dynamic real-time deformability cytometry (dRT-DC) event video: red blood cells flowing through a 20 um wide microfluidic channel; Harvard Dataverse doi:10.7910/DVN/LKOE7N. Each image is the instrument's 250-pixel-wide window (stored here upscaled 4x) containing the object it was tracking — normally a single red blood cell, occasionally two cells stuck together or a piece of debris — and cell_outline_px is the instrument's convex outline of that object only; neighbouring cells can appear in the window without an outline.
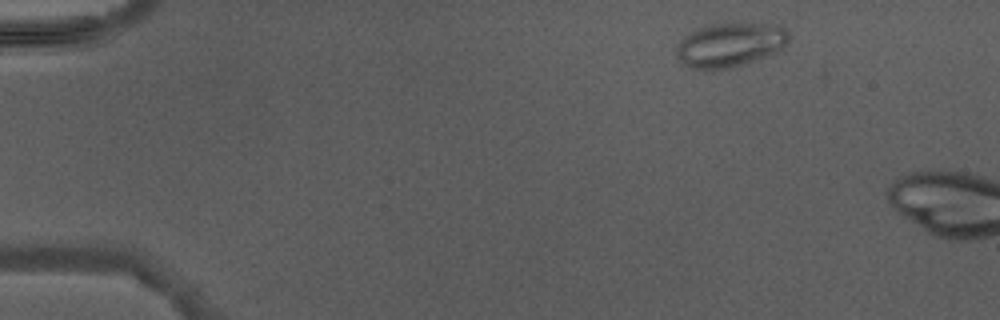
{"species": "Egyptian fruit bat (a non-hibernating species)", "species_latin": "Rousettus aegyptiacus", "temperature_condition": "warm", "stored_images_in_passage": 2, "camera_frame_rate_fps": 3000, "um_per_image_px": 0.085, "animal": {"sex": "male"}, "frame": {"image": 1, "passage_image": 1, "time_ms": 0.0, "image_size_px": [1000, 320], "cell_outline_px": [[788, 40], [784, 48], [776, 52], [732, 68], [712, 72], [704, 72], [692, 68], [684, 64], [680, 60], [676, 52], [676, 48], [680, 40], [684, 36], [696, 28], [708, 24], [732, 20], [740, 20], [780, 24], [788, 32]], "centroid_in_image_um": [62.05, 3.77], "position_along_channel_um": 22.9, "area_um2": 30.46}}